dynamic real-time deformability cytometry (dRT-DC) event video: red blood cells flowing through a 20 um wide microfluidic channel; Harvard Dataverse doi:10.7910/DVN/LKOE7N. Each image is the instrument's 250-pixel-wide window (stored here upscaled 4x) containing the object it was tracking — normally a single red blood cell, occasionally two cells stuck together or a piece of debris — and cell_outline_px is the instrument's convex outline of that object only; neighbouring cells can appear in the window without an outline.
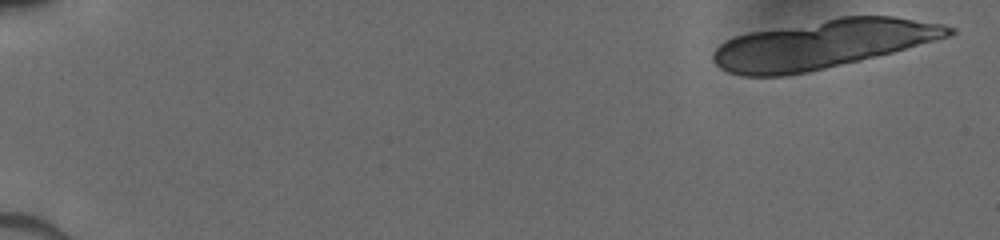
{"species": "human", "species_latin": "Homo sapiens", "temperature_condition": "cold", "stored_images_in_passage": 8, "camera_frame_rate_fps": 3000, "um_per_image_px": 0.085, "donor": {"sex": "male"}, "frame": {"image": 1, "passage_image": 1, "time_ms": 0.0, "image_size_px": [1000, 240], "cell_outline_px": [[956, 32], [948, 36], [936, 40], [892, 52], [860, 60], [808, 72], [784, 76], [744, 76], [728, 72], [720, 68], [712, 60], [712, 52], [724, 40], [736, 36], [752, 32], [840, 16], [896, 16], [944, 24], [956, 28]], "centroid_in_image_um": [69.92, 3.75], "position_along_channel_um": 15.1, "area_um2": 66.59}}